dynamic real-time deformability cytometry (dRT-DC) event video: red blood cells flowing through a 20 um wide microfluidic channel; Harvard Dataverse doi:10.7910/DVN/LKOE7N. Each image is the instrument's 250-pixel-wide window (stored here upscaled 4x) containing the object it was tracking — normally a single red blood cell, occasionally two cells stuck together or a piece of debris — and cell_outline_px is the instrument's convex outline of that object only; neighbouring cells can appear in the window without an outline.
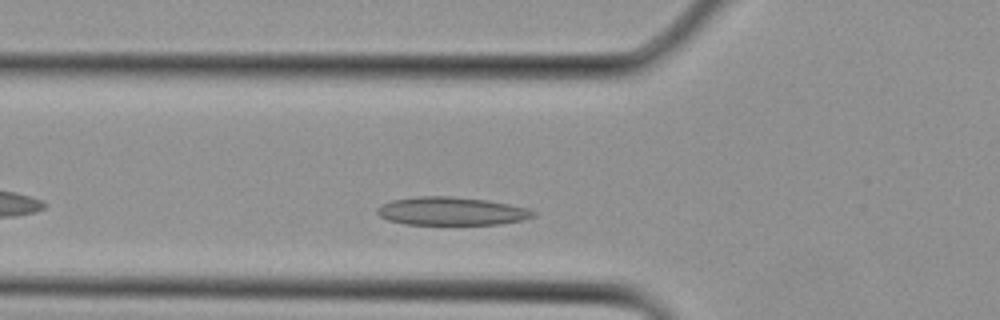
{"species": "Egyptian fruit bat (a non-hibernating species)", "species_latin": "Rousettus aegyptiacus", "temperature_condition": "cold", "stored_images_in_passage": 24, "camera_frame_rate_fps": 3000, "um_per_image_px": 0.085, "animal": {"sex": "female"}, "frame": {"image": 1, "passage_image": 3, "time_ms": 0.667, "image_size_px": [1000, 320], "cell_outline_px": [[536, 216], [520, 220], [500, 224], [404, 224], [388, 220], [380, 216], [376, 212], [376, 208], [380, 204], [392, 200], [416, 196], [448, 196], [488, 200], [508, 204], [524, 208], [536, 212]], "centroid_in_image_um": [38.31, 17.94], "position_along_channel_um": 87.5, "area_um2": 25.55}}
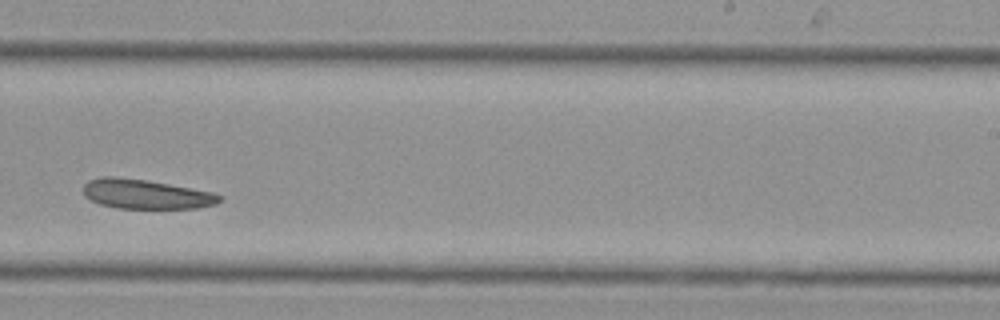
{"frame": {"image": 2, "passage_image": 12, "time_ms": 3.667, "image_size_px": [1000, 320], "cell_outline_px": [[224, 196], [216, 204], [196, 208], [116, 208], [100, 204], [84, 196], [84, 184], [88, 180], [100, 176], [116, 176], [148, 180], [212, 192]], "centroid_in_image_um": [12.38, 16.49], "position_along_channel_um": 276.6, "area_um2": 23.47}}
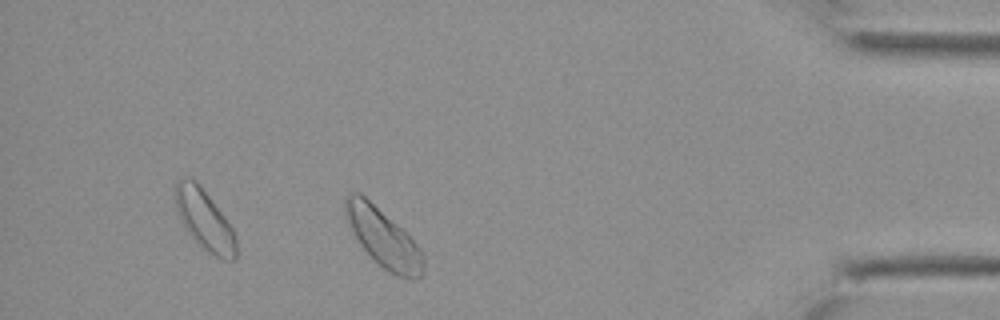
{"frame": {"image": 3, "passage_image": 20, "time_ms": 6.333, "image_size_px": [1000, 320], "cell_outline_px": [[424, 272], [420, 276], [412, 280], [408, 280], [396, 276], [384, 268], [360, 244], [352, 232], [344, 216], [344, 196], [352, 192], [356, 192], [364, 196], [396, 224], [416, 244], [424, 256]], "centroid_in_image_um": [32.56, 20.23], "position_along_channel_um": 402.6, "area_um2": 26.07}}